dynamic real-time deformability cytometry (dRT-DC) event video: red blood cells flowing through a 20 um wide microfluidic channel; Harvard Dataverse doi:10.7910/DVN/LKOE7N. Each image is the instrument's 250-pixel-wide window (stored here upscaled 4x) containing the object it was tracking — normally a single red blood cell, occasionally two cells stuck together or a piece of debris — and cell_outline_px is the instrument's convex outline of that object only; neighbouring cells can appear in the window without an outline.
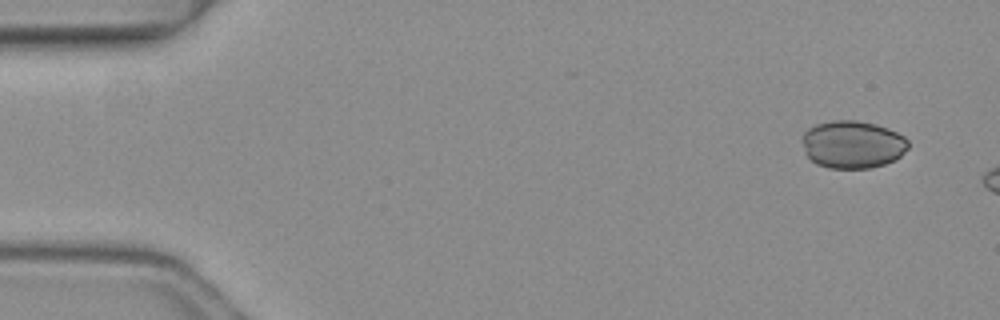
{"species": "common noctule bat (a hibernating species)", "species_latin": "Nyctalus noctula", "temperature_condition": "warm", "stored_images_in_passage": 2, "camera_frame_rate_fps": 3000, "um_per_image_px": 0.085, "animal": {"sex": "female", "body_mass_g": 19.3, "forearm_length_mm": 54.1}, "frame": {"image": 1, "passage_image": 1, "time_ms": 0.0, "image_size_px": [1000, 320], "cell_outline_px": [[908, 148], [896, 160], [884, 164], [868, 168], [828, 168], [816, 164], [804, 152], [804, 132], [808, 128], [816, 124], [832, 120], [856, 120], [876, 124], [888, 128], [904, 136], [908, 140]], "centroid_in_image_um": [72.48, 12.27], "position_along_channel_um": 12.5, "area_um2": 29.48}}